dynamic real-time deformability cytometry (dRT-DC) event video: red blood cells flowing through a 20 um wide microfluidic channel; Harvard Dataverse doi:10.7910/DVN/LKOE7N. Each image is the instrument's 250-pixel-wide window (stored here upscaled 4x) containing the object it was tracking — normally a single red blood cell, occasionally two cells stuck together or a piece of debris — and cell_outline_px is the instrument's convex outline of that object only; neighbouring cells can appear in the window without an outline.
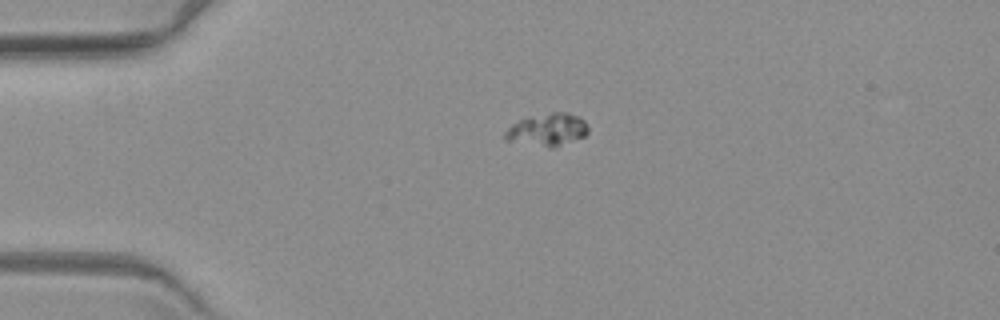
{"species": "common noctule bat (a hibernating species)", "species_latin": "Nyctalus noctula", "temperature_condition": "warm", "stored_images_in_passage": 2, "camera_frame_rate_fps": 3000, "um_per_image_px": 0.085, "animal": {"sex": "female", "body_mass_g": 19.3, "forearm_length_mm": 54.1}, "frame": {"image": 1, "passage_image": 1, "time_ms": 0.0, "image_size_px": [1000, 320], "cell_outline_px": [[588, 132], [584, 136], [552, 148], [504, 140], [504, 132], [512, 124], [528, 116], [552, 112], [568, 112], [580, 116], [584, 120], [588, 128]], "centroid_in_image_um": [46.52, 11.01], "position_along_channel_um": 38.5, "area_um2": 15.78}}